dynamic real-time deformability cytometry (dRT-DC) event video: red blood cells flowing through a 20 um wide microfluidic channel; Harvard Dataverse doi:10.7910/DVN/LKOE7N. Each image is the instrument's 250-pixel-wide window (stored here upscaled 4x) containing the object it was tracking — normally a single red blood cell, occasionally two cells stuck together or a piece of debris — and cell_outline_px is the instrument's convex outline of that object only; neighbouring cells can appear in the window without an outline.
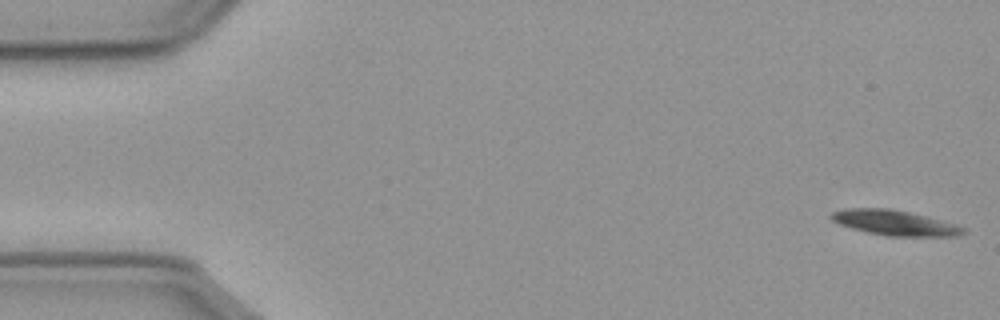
{"species": "common noctule bat (a hibernating species)", "species_latin": "Nyctalus noctula", "temperature_condition": "cold", "stored_images_in_passage": 56, "camera_frame_rate_fps": 3000, "um_per_image_px": 0.085, "animal": {"sex": "male", "body_mass_g": 23.1, "forearm_length_mm": 52.7}, "frame": {"image": 1, "passage_image": 1, "time_ms": 0.0, "image_size_px": [1000, 320], "cell_outline_px": [[968, 228], [964, 232], [956, 236], [888, 236], [868, 232], [852, 228], [840, 224], [832, 220], [828, 216], [832, 212], [844, 208], [888, 208], [908, 212], [956, 224]], "centroid_in_image_um": [76.03, 18.93], "position_along_channel_um": 9.0, "area_um2": 19.19}}
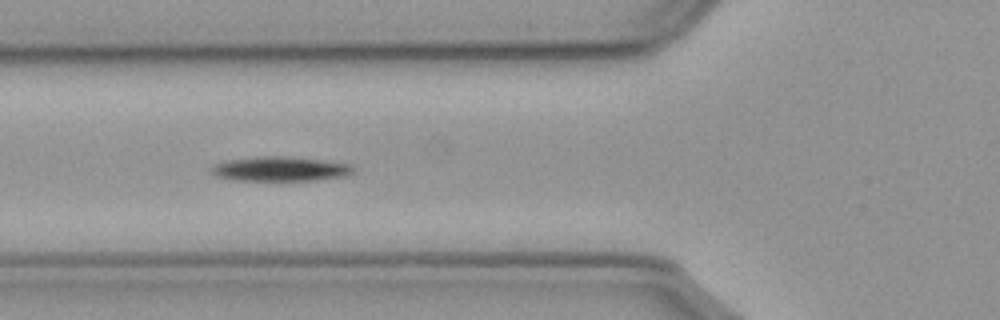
{"frame": {"image": 2, "passage_image": 20, "time_ms": 6.333, "image_size_px": [1000, 320], "cell_outline_px": [[352, 172], [344, 176], [316, 180], [228, 180], [216, 176], [208, 172], [216, 164], [224, 160], [256, 156], [280, 156], [316, 160], [348, 164], [352, 168]], "centroid_in_image_um": [23.67, 14.36], "position_along_channel_um": 102.1, "area_um2": 20.0}}
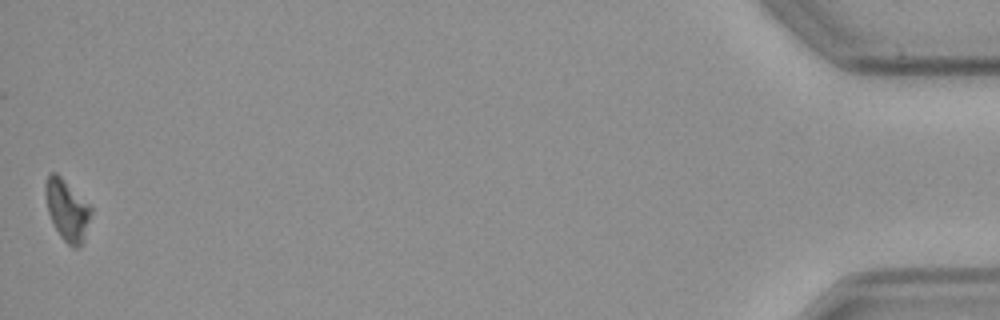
{"frame": {"image": 3, "passage_image": 56, "time_ms": 18.333, "image_size_px": [1000, 320], "cell_outline_px": [[92, 212], [84, 240], [80, 248], [72, 248], [60, 236], [48, 212], [44, 192], [44, 184], [48, 172], [56, 172], [92, 208]], "centroid_in_image_um": [5.69, 17.86], "position_along_channel_um": 429.5, "area_um2": 16.18}, "authors_computed_cell_mechanics": {"area_um2": 18.9584, "velocity_mm_per_s": 3.5932, "shape_relaxation_time_tau1_ms": 2.0963, "shape_relaxation_time_tau2_ms": null, "deformation_change_tau1": 0.0715, "deformation_change_tau2": null}}